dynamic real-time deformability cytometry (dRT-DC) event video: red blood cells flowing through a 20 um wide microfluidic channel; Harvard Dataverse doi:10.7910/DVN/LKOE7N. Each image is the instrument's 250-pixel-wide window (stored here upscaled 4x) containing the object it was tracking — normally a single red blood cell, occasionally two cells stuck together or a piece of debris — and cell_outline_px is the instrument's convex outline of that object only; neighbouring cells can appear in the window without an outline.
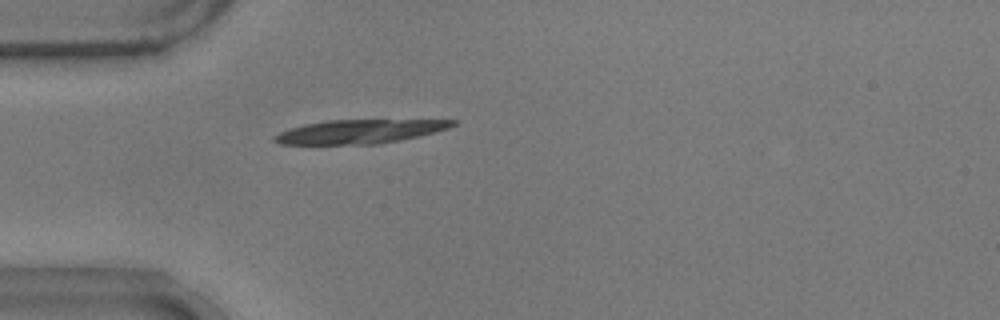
{"species": "common noctule bat (a hibernating species)", "species_latin": "Nyctalus noctula", "temperature_condition": "warm", "stored_images_in_passage": 39, "camera_frame_rate_fps": 3000, "um_per_image_px": 0.085, "animal": {"sex": "male", "body_mass_g": 17.9}, "frame": {"image": 1, "passage_image": 1, "time_ms": 0.0, "image_size_px": [1000, 320], "cell_outline_px": [[456, 124], [448, 128], [436, 132], [400, 140], [380, 144], [280, 144], [272, 140], [272, 136], [288, 128], [304, 124], [328, 120], [456, 120]], "centroid_in_image_um": [30.53, 11.18], "position_along_channel_um": 54.5, "area_um2": 24.74}}
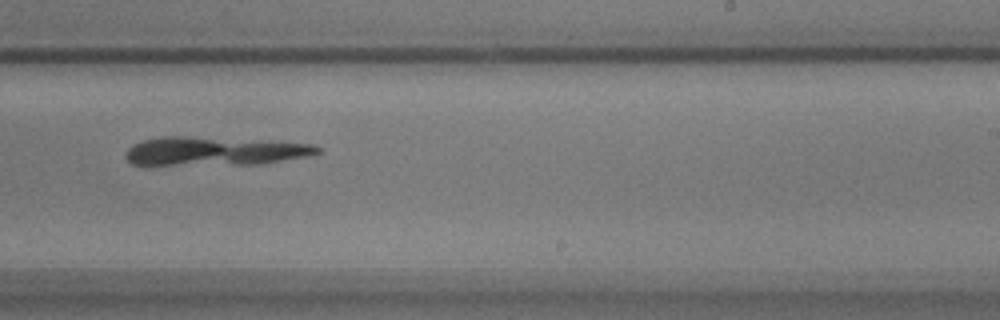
{"frame": {"image": 2, "passage_image": 19, "time_ms": 6.0, "image_size_px": [1000, 320], "cell_outline_px": [[324, 148], [320, 152], [312, 156], [260, 164], [132, 164], [124, 156], [124, 152], [132, 144], [144, 140], [164, 136], [180, 136], [316, 144]], "centroid_in_image_um": [18.28, 12.85], "position_along_channel_um": 270.7, "area_um2": 31.73}}
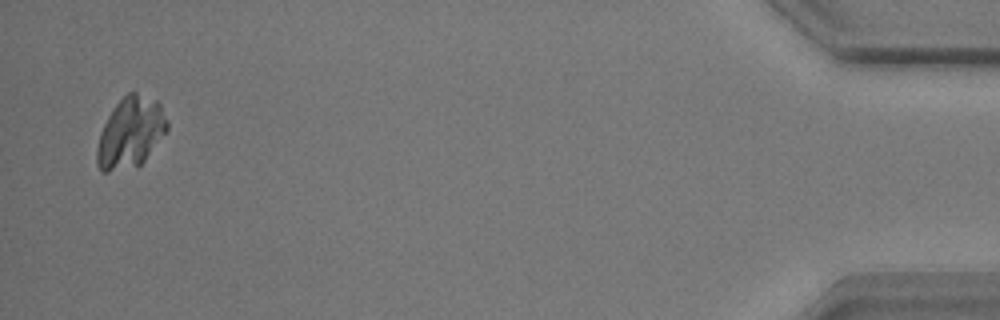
{"frame": {"image": 3, "passage_image": 38, "time_ms": 12.333, "image_size_px": [1000, 320], "cell_outline_px": [[168, 128], [144, 160], [140, 164], [108, 172], [100, 172], [96, 164], [96, 148], [100, 132], [112, 108], [128, 92], [136, 92], [156, 100], [160, 104], [168, 120]], "centroid_in_image_um": [11.06, 11.26], "position_along_channel_um": 424.1, "area_um2": 28.67}}